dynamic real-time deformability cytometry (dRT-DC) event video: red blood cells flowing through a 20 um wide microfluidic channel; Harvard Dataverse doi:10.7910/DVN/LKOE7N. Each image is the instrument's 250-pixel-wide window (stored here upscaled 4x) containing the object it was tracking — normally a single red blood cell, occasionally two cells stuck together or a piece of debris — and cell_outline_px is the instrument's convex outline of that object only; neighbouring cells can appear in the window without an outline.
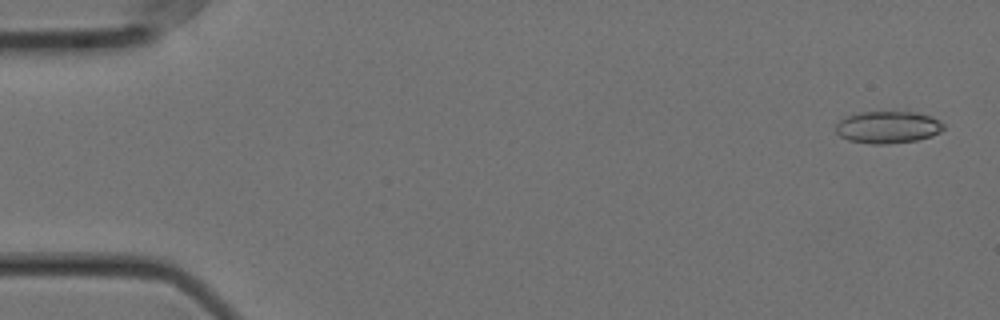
{"species": "Egyptian fruit bat (a non-hibernating species)", "species_latin": "Rousettus aegyptiacus", "temperature_condition": "cold", "stored_images_in_passage": 55, "camera_frame_rate_fps": 3000, "um_per_image_px": 0.085, "animal": {"sex": "female"}, "frame": {"image": 1, "passage_image": 1, "time_ms": 0.0, "image_size_px": [1000, 320], "cell_outline_px": [[944, 128], [940, 132], [932, 136], [916, 140], [888, 144], [872, 144], [848, 140], [840, 136], [836, 132], [836, 124], [840, 120], [848, 116], [860, 112], [916, 112], [932, 116], [940, 120], [944, 124]], "centroid_in_image_um": [75.49, 10.81], "position_along_channel_um": 9.5, "area_um2": 20.23}}
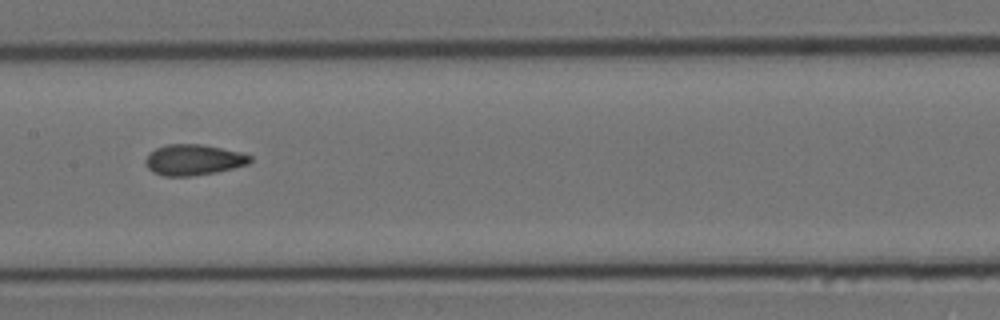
{"frame": {"image": 2, "passage_image": 27, "time_ms": 8.667, "image_size_px": [1000, 320], "cell_outline_px": [[252, 160], [248, 164], [216, 172], [188, 176], [164, 176], [152, 172], [144, 164], [144, 160], [148, 152], [164, 144], [204, 144], [244, 152], [252, 156]], "centroid_in_image_um": [16.43, 13.57], "position_along_channel_um": 191.0, "area_um2": 19.13}}
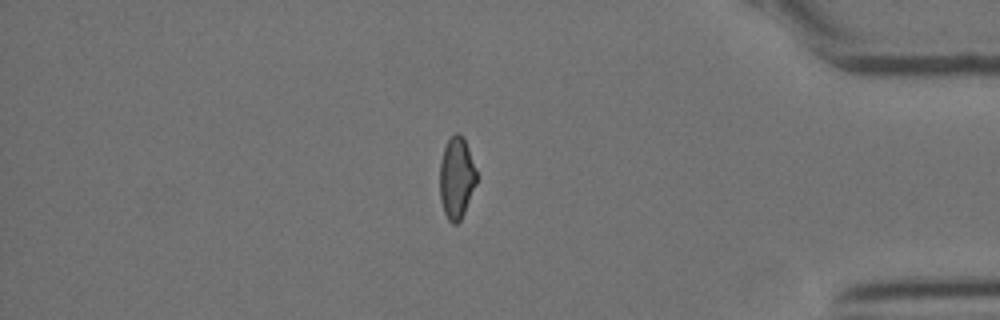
{"frame": {"image": 3, "passage_image": 47, "time_ms": 15.333, "image_size_px": [1000, 320], "cell_outline_px": [[476, 184], [464, 212], [460, 220], [456, 224], [452, 224], [448, 220], [444, 212], [440, 200], [440, 160], [444, 148], [448, 140], [456, 132], [460, 132], [464, 136], [476, 172]], "centroid_in_image_um": [38.79, 15.11], "position_along_channel_um": 396.4, "area_um2": 17.4}, "authors_computed_cell_mechanics": {"area_um2": 19.1318, "velocity_mm_per_s": 3.5659, "shape_relaxation_time_tau1_ms": 7.0095, "shape_relaxation_time_tau2_ms": 4.1104, "deformation_change_tau1": 0.0928, "deformation_change_tau2": 0.1109}}